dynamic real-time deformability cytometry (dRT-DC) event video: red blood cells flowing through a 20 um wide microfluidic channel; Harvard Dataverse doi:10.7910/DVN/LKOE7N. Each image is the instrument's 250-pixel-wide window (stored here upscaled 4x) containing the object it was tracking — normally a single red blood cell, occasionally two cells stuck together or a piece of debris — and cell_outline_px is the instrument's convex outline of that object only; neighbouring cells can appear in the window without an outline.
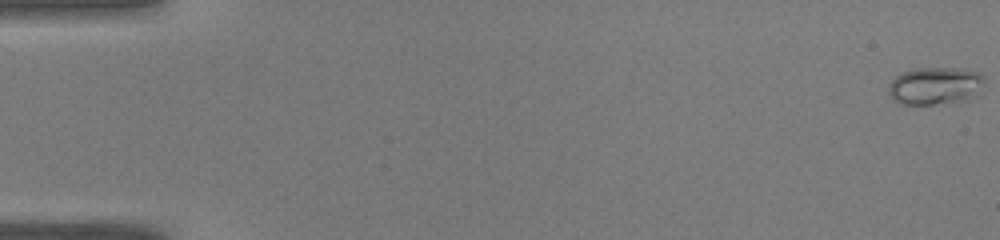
{"species": "common noctule bat (a hibernating species)", "species_latin": "Nyctalus noctula", "temperature_condition": "warm", "stored_images_in_passage": 51, "camera_frame_rate_fps": 3000, "um_per_image_px": 0.085, "animal": {"sex": "male", "body_mass_g": 19.0, "forearm_length_mm": 50.8}, "frame": {"image": 1, "passage_image": 1, "time_ms": 0.0, "image_size_px": [1000, 240], "cell_outline_px": [[984, 84], [980, 96], [972, 100], [932, 104], [900, 104], [892, 100], [888, 92], [888, 84], [896, 76], [912, 68], [952, 68], [980, 72], [984, 76]], "centroid_in_image_um": [79.54, 7.31], "position_along_channel_um": 5.5, "area_um2": 21.56}}
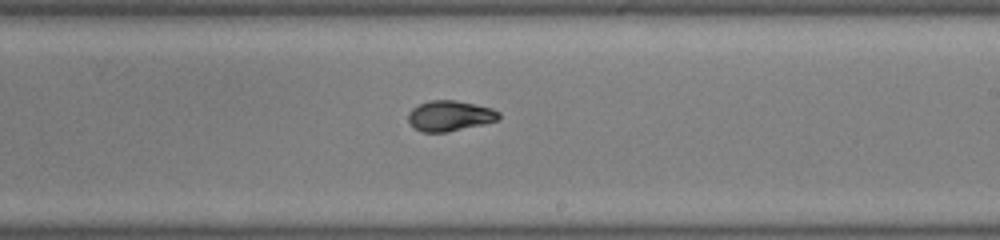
{"frame": {"image": 2, "passage_image": 31, "time_ms": 10.0, "image_size_px": [1000, 240], "cell_outline_px": [[500, 120], [484, 124], [448, 132], [420, 132], [412, 128], [408, 120], [408, 112], [412, 108], [428, 100], [456, 100], [492, 108], [500, 112]], "centroid_in_image_um": [38.22, 9.85], "position_along_channel_um": 250.8, "area_um2": 16.36}}
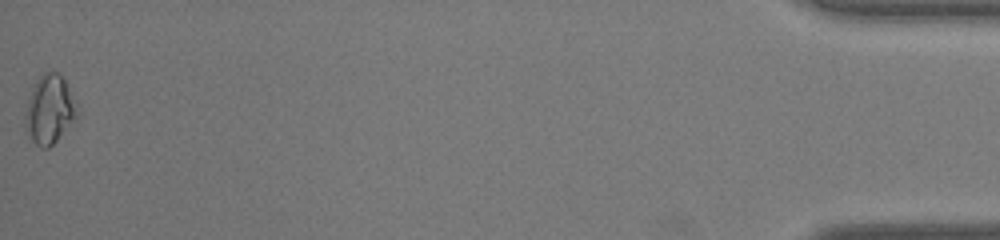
{"frame": {"image": 3, "passage_image": 51, "time_ms": 16.667, "image_size_px": [1000, 240], "cell_outline_px": [[80, 116], [48, 148], [40, 148], [28, 136], [24, 116], [32, 84], [44, 72], [60, 72], [80, 112]], "centroid_in_image_um": [4.22, 9.31], "position_along_channel_um": 431.0, "area_um2": 20.87}}